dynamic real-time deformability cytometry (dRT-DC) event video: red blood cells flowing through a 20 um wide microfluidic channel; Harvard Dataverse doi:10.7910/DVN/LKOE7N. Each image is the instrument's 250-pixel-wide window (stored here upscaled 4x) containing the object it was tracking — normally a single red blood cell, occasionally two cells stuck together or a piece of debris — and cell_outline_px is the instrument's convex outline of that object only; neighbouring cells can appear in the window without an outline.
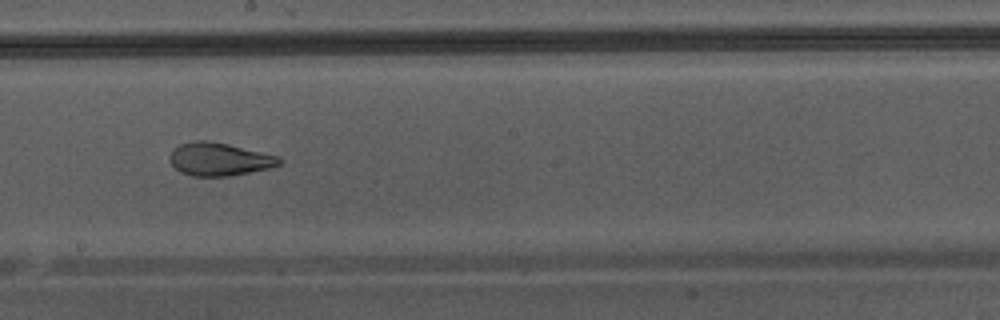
{"species": "Egyptian fruit bat (a non-hibernating species)", "species_latin": "Rousettus aegyptiacus", "temperature_condition": "warm", "stored_images_in_passage": 46, "camera_frame_rate_fps": 3000, "um_per_image_px": 0.085, "animal": {"sex": "male"}, "frame": {"image": 1, "passage_image": 27, "time_ms": 8.667, "image_size_px": [1000, 320], "cell_outline_px": [[284, 160], [280, 164], [268, 168], [228, 176], [192, 176], [180, 172], [168, 160], [168, 156], [172, 148], [180, 144], [196, 140], [208, 140], [228, 144], [280, 156]], "centroid_in_image_um": [18.61, 13.52], "position_along_channel_um": 229.6, "area_um2": 21.21}}